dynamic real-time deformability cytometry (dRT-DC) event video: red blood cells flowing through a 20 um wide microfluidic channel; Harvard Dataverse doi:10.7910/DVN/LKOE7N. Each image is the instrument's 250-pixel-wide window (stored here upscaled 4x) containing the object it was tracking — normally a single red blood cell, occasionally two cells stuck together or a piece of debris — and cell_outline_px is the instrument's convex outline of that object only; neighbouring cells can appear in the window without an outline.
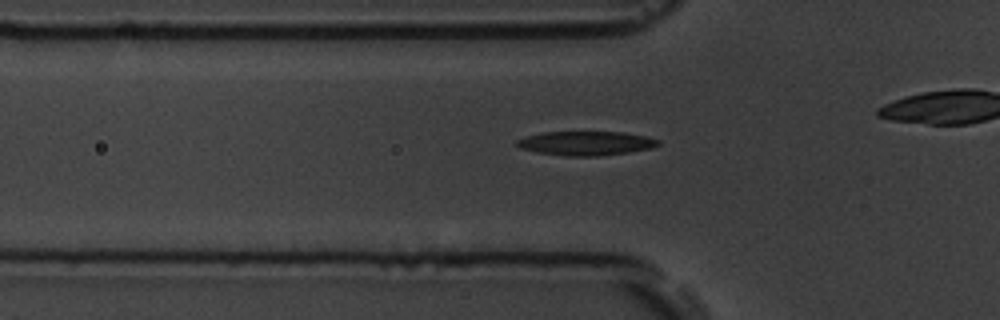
{"species": "common noctule bat (a hibernating species)", "species_latin": "Nyctalus noctula", "temperature_condition": "room temperature", "stored_images_in_passage": 35, "camera_frame_rate_fps": 3000, "um_per_image_px": 0.085, "animal": {"sex": "male", "body_mass_g": 19.5, "forearm_length_mm": 54.6}, "frame": {"image": 1, "passage_image": 10, "time_ms": 3.0, "image_size_px": [1000, 320], "cell_outline_px": [[660, 144], [652, 148], [628, 152], [600, 156], [568, 156], [536, 152], [520, 148], [516, 144], [516, 140], [524, 136], [544, 132], [624, 132], [644, 136], [660, 140]], "centroid_in_image_um": [49.79, 12.17], "position_along_channel_um": 76.0, "area_um2": 19.88}}
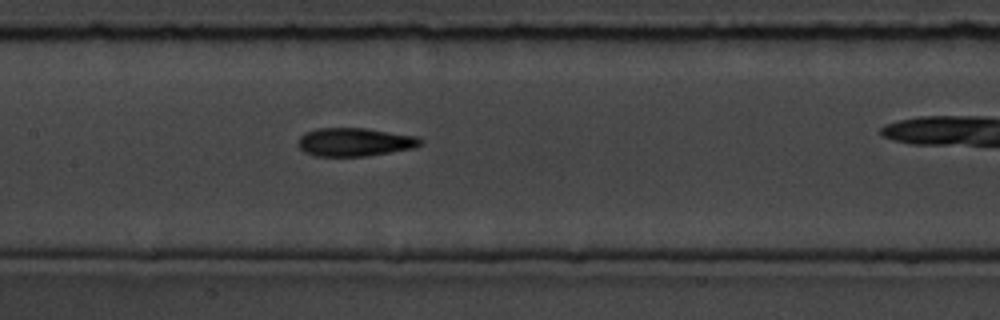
{"frame": {"image": 2, "passage_image": 18, "time_ms": 5.667, "image_size_px": [1000, 320], "cell_outline_px": [[424, 140], [420, 144], [412, 148], [364, 156], [316, 156], [304, 152], [296, 144], [296, 140], [304, 132], [316, 128], [364, 128], [416, 136]], "centroid_in_image_um": [30.07, 12.06], "position_along_channel_um": 177.3, "area_um2": 20.17}}
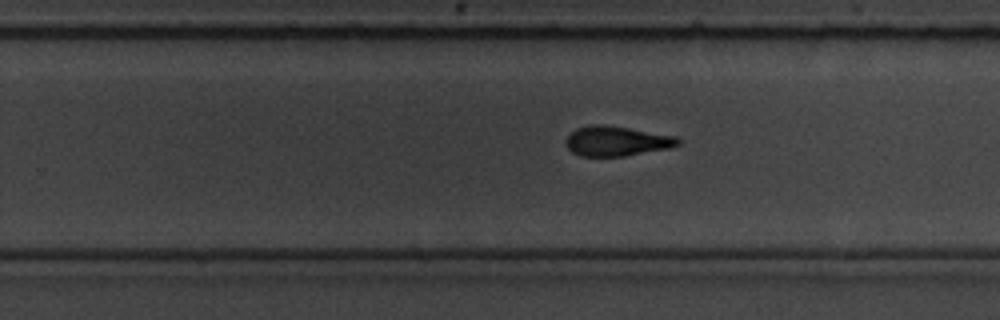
{"frame": {"image": 3, "passage_image": 26, "time_ms": 8.333, "image_size_px": [1000, 320], "cell_outline_px": [[680, 144], [668, 148], [624, 156], [580, 156], [572, 152], [564, 144], [564, 140], [576, 128], [588, 124], [604, 124], [676, 136], [680, 140]], "centroid_in_image_um": [52.36, 11.98], "position_along_channel_um": 277.4, "area_um2": 19.54}}